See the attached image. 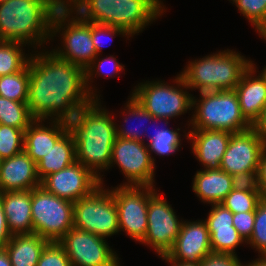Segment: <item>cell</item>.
<instances>
[{
  "instance_id": "cell-1",
  "label": "cell",
  "mask_w": 266,
  "mask_h": 266,
  "mask_svg": "<svg viewBox=\"0 0 266 266\" xmlns=\"http://www.w3.org/2000/svg\"><path fill=\"white\" fill-rule=\"evenodd\" d=\"M36 52L29 60V111L34 119L69 122L95 99L87 90L85 69L53 51Z\"/></svg>"
},
{
  "instance_id": "cell-2",
  "label": "cell",
  "mask_w": 266,
  "mask_h": 266,
  "mask_svg": "<svg viewBox=\"0 0 266 266\" xmlns=\"http://www.w3.org/2000/svg\"><path fill=\"white\" fill-rule=\"evenodd\" d=\"M99 100L81 107L68 124L75 140L76 161L104 185L100 172L109 169L117 132L113 113L102 107Z\"/></svg>"
},
{
  "instance_id": "cell-3",
  "label": "cell",
  "mask_w": 266,
  "mask_h": 266,
  "mask_svg": "<svg viewBox=\"0 0 266 266\" xmlns=\"http://www.w3.org/2000/svg\"><path fill=\"white\" fill-rule=\"evenodd\" d=\"M55 12L45 0H7L0 4V41L37 47L51 40Z\"/></svg>"
},
{
  "instance_id": "cell-4",
  "label": "cell",
  "mask_w": 266,
  "mask_h": 266,
  "mask_svg": "<svg viewBox=\"0 0 266 266\" xmlns=\"http://www.w3.org/2000/svg\"><path fill=\"white\" fill-rule=\"evenodd\" d=\"M164 12L161 0H83L74 13L84 21L121 28L132 37Z\"/></svg>"
},
{
  "instance_id": "cell-5",
  "label": "cell",
  "mask_w": 266,
  "mask_h": 266,
  "mask_svg": "<svg viewBox=\"0 0 266 266\" xmlns=\"http://www.w3.org/2000/svg\"><path fill=\"white\" fill-rule=\"evenodd\" d=\"M189 62L179 74L191 90L199 92L235 90L252 65L250 59L229 49Z\"/></svg>"
},
{
  "instance_id": "cell-6",
  "label": "cell",
  "mask_w": 266,
  "mask_h": 266,
  "mask_svg": "<svg viewBox=\"0 0 266 266\" xmlns=\"http://www.w3.org/2000/svg\"><path fill=\"white\" fill-rule=\"evenodd\" d=\"M199 99L193 96L192 130H224L231 133L245 131L252 125L241 113L235 90L200 92ZM191 124V125H190Z\"/></svg>"
},
{
  "instance_id": "cell-7",
  "label": "cell",
  "mask_w": 266,
  "mask_h": 266,
  "mask_svg": "<svg viewBox=\"0 0 266 266\" xmlns=\"http://www.w3.org/2000/svg\"><path fill=\"white\" fill-rule=\"evenodd\" d=\"M173 82L176 87L162 80L139 83L131 95L154 118L161 119L168 125L171 118L192 110L193 96L187 91L190 88L180 74H177Z\"/></svg>"
},
{
  "instance_id": "cell-8",
  "label": "cell",
  "mask_w": 266,
  "mask_h": 266,
  "mask_svg": "<svg viewBox=\"0 0 266 266\" xmlns=\"http://www.w3.org/2000/svg\"><path fill=\"white\" fill-rule=\"evenodd\" d=\"M57 33L62 36V47H55L52 51L58 57L86 69L97 56L92 41V22L82 20L73 12L55 13L52 19V40Z\"/></svg>"
},
{
  "instance_id": "cell-9",
  "label": "cell",
  "mask_w": 266,
  "mask_h": 266,
  "mask_svg": "<svg viewBox=\"0 0 266 266\" xmlns=\"http://www.w3.org/2000/svg\"><path fill=\"white\" fill-rule=\"evenodd\" d=\"M74 202L59 198L41 185L31 190L33 233L58 242L72 227Z\"/></svg>"
},
{
  "instance_id": "cell-10",
  "label": "cell",
  "mask_w": 266,
  "mask_h": 266,
  "mask_svg": "<svg viewBox=\"0 0 266 266\" xmlns=\"http://www.w3.org/2000/svg\"><path fill=\"white\" fill-rule=\"evenodd\" d=\"M74 227L107 238L118 234L117 206L111 190L98 186L90 195L73 206Z\"/></svg>"
},
{
  "instance_id": "cell-11",
  "label": "cell",
  "mask_w": 266,
  "mask_h": 266,
  "mask_svg": "<svg viewBox=\"0 0 266 266\" xmlns=\"http://www.w3.org/2000/svg\"><path fill=\"white\" fill-rule=\"evenodd\" d=\"M265 149L266 143L253 127L232 133L220 169L240 182H254Z\"/></svg>"
},
{
  "instance_id": "cell-12",
  "label": "cell",
  "mask_w": 266,
  "mask_h": 266,
  "mask_svg": "<svg viewBox=\"0 0 266 266\" xmlns=\"http://www.w3.org/2000/svg\"><path fill=\"white\" fill-rule=\"evenodd\" d=\"M117 206L119 232L141 242L146 235L149 198L157 191L151 186L118 185L110 189Z\"/></svg>"
},
{
  "instance_id": "cell-13",
  "label": "cell",
  "mask_w": 266,
  "mask_h": 266,
  "mask_svg": "<svg viewBox=\"0 0 266 266\" xmlns=\"http://www.w3.org/2000/svg\"><path fill=\"white\" fill-rule=\"evenodd\" d=\"M115 164L127 180L120 185L155 187L154 170L157 166L153 163L145 142L117 137L109 168Z\"/></svg>"
},
{
  "instance_id": "cell-14",
  "label": "cell",
  "mask_w": 266,
  "mask_h": 266,
  "mask_svg": "<svg viewBox=\"0 0 266 266\" xmlns=\"http://www.w3.org/2000/svg\"><path fill=\"white\" fill-rule=\"evenodd\" d=\"M58 243L72 266H121L117 253L105 238L72 227Z\"/></svg>"
},
{
  "instance_id": "cell-15",
  "label": "cell",
  "mask_w": 266,
  "mask_h": 266,
  "mask_svg": "<svg viewBox=\"0 0 266 266\" xmlns=\"http://www.w3.org/2000/svg\"><path fill=\"white\" fill-rule=\"evenodd\" d=\"M156 191L150 198L147 210V230L142 244L154 248L163 256L172 248L182 225L172 206Z\"/></svg>"
},
{
  "instance_id": "cell-16",
  "label": "cell",
  "mask_w": 266,
  "mask_h": 266,
  "mask_svg": "<svg viewBox=\"0 0 266 266\" xmlns=\"http://www.w3.org/2000/svg\"><path fill=\"white\" fill-rule=\"evenodd\" d=\"M100 185L99 178L78 161L41 181L48 192L71 202L90 195Z\"/></svg>"
},
{
  "instance_id": "cell-17",
  "label": "cell",
  "mask_w": 266,
  "mask_h": 266,
  "mask_svg": "<svg viewBox=\"0 0 266 266\" xmlns=\"http://www.w3.org/2000/svg\"><path fill=\"white\" fill-rule=\"evenodd\" d=\"M212 254L210 234L204 220H183L180 232L167 256L179 262L201 263Z\"/></svg>"
},
{
  "instance_id": "cell-18",
  "label": "cell",
  "mask_w": 266,
  "mask_h": 266,
  "mask_svg": "<svg viewBox=\"0 0 266 266\" xmlns=\"http://www.w3.org/2000/svg\"><path fill=\"white\" fill-rule=\"evenodd\" d=\"M40 185L37 164L25 151L0 161V192L32 190Z\"/></svg>"
},
{
  "instance_id": "cell-19",
  "label": "cell",
  "mask_w": 266,
  "mask_h": 266,
  "mask_svg": "<svg viewBox=\"0 0 266 266\" xmlns=\"http://www.w3.org/2000/svg\"><path fill=\"white\" fill-rule=\"evenodd\" d=\"M184 137L191 141L192 153L204 169H220L232 133L224 130H190Z\"/></svg>"
},
{
  "instance_id": "cell-20",
  "label": "cell",
  "mask_w": 266,
  "mask_h": 266,
  "mask_svg": "<svg viewBox=\"0 0 266 266\" xmlns=\"http://www.w3.org/2000/svg\"><path fill=\"white\" fill-rule=\"evenodd\" d=\"M44 122L47 121L35 119L24 132V151L36 164L69 129L68 122L63 120H50L49 126Z\"/></svg>"
},
{
  "instance_id": "cell-21",
  "label": "cell",
  "mask_w": 266,
  "mask_h": 266,
  "mask_svg": "<svg viewBox=\"0 0 266 266\" xmlns=\"http://www.w3.org/2000/svg\"><path fill=\"white\" fill-rule=\"evenodd\" d=\"M256 69L252 62L235 88L241 113L251 125L256 122L266 106V81L260 73L255 76Z\"/></svg>"
},
{
  "instance_id": "cell-22",
  "label": "cell",
  "mask_w": 266,
  "mask_h": 266,
  "mask_svg": "<svg viewBox=\"0 0 266 266\" xmlns=\"http://www.w3.org/2000/svg\"><path fill=\"white\" fill-rule=\"evenodd\" d=\"M239 182L222 169H201L194 175L192 190L203 203L220 204Z\"/></svg>"
},
{
  "instance_id": "cell-23",
  "label": "cell",
  "mask_w": 266,
  "mask_h": 266,
  "mask_svg": "<svg viewBox=\"0 0 266 266\" xmlns=\"http://www.w3.org/2000/svg\"><path fill=\"white\" fill-rule=\"evenodd\" d=\"M0 199L11 234H32L31 190L0 192Z\"/></svg>"
},
{
  "instance_id": "cell-24",
  "label": "cell",
  "mask_w": 266,
  "mask_h": 266,
  "mask_svg": "<svg viewBox=\"0 0 266 266\" xmlns=\"http://www.w3.org/2000/svg\"><path fill=\"white\" fill-rule=\"evenodd\" d=\"M76 162L75 140L68 129L54 144L53 148L37 163V174L42 181L49 174L63 170Z\"/></svg>"
},
{
  "instance_id": "cell-25",
  "label": "cell",
  "mask_w": 266,
  "mask_h": 266,
  "mask_svg": "<svg viewBox=\"0 0 266 266\" xmlns=\"http://www.w3.org/2000/svg\"><path fill=\"white\" fill-rule=\"evenodd\" d=\"M49 243L38 234L12 235L3 247L12 266H37L41 253Z\"/></svg>"
},
{
  "instance_id": "cell-26",
  "label": "cell",
  "mask_w": 266,
  "mask_h": 266,
  "mask_svg": "<svg viewBox=\"0 0 266 266\" xmlns=\"http://www.w3.org/2000/svg\"><path fill=\"white\" fill-rule=\"evenodd\" d=\"M260 200L261 198L254 182H239L220 204L235 214L255 211Z\"/></svg>"
},
{
  "instance_id": "cell-27",
  "label": "cell",
  "mask_w": 266,
  "mask_h": 266,
  "mask_svg": "<svg viewBox=\"0 0 266 266\" xmlns=\"http://www.w3.org/2000/svg\"><path fill=\"white\" fill-rule=\"evenodd\" d=\"M129 97L130 98H128V101L126 102L127 104L124 107L125 108L124 111L121 112V113H123L122 115H124V118H123L124 121L123 122H125V124H127V122L130 120L129 118H133V117L135 118V120L139 119V120H137L139 122L142 121L143 119L146 122L149 121L150 124H151V121L155 123L157 120H158V122L161 120V119L154 118L148 111H146L140 105V103L135 98H133V96L131 94ZM124 112H126V114ZM125 115H127V116L125 117ZM141 126H144L143 123L141 124ZM144 129H145L144 131H146V133H147V130H148L147 127ZM144 131L142 128L141 129L140 128H138V129L133 128L132 129V127L126 128L123 125H121V127H120V125L116 124L117 137H120L123 139H132V140L145 142L144 141L145 139L143 137V136H145V134L143 133Z\"/></svg>"
},
{
  "instance_id": "cell-28",
  "label": "cell",
  "mask_w": 266,
  "mask_h": 266,
  "mask_svg": "<svg viewBox=\"0 0 266 266\" xmlns=\"http://www.w3.org/2000/svg\"><path fill=\"white\" fill-rule=\"evenodd\" d=\"M23 46L26 44L0 41V76L20 72L28 65L31 53L25 54Z\"/></svg>"
},
{
  "instance_id": "cell-29",
  "label": "cell",
  "mask_w": 266,
  "mask_h": 266,
  "mask_svg": "<svg viewBox=\"0 0 266 266\" xmlns=\"http://www.w3.org/2000/svg\"><path fill=\"white\" fill-rule=\"evenodd\" d=\"M156 129L154 134H147L149 142L146 143L154 164L156 159L152 157V152L162 157L165 155H173V153L179 151L180 145L182 144L181 134L179 132L181 129L179 127L176 129H158L157 126Z\"/></svg>"
},
{
  "instance_id": "cell-30",
  "label": "cell",
  "mask_w": 266,
  "mask_h": 266,
  "mask_svg": "<svg viewBox=\"0 0 266 266\" xmlns=\"http://www.w3.org/2000/svg\"><path fill=\"white\" fill-rule=\"evenodd\" d=\"M34 120L27 102L12 101L0 96V124L25 131Z\"/></svg>"
},
{
  "instance_id": "cell-31",
  "label": "cell",
  "mask_w": 266,
  "mask_h": 266,
  "mask_svg": "<svg viewBox=\"0 0 266 266\" xmlns=\"http://www.w3.org/2000/svg\"><path fill=\"white\" fill-rule=\"evenodd\" d=\"M29 63L20 72L0 76V96L12 101L27 102Z\"/></svg>"
},
{
  "instance_id": "cell-32",
  "label": "cell",
  "mask_w": 266,
  "mask_h": 266,
  "mask_svg": "<svg viewBox=\"0 0 266 266\" xmlns=\"http://www.w3.org/2000/svg\"><path fill=\"white\" fill-rule=\"evenodd\" d=\"M98 56L99 55H97L93 59V61L91 62V64L85 69L86 87H87V90L89 91V93L95 99H100V96L98 94H96L97 93L96 92L97 90L95 89V87L92 86V85H90V83L93 82L92 81L94 79L93 77H95V76L97 77V75H98V77L101 76V75H104L106 78L107 77H112V76L114 78V76L116 74L119 75V73L124 70V65L123 64H120L117 61L116 57H114L113 55L112 56L110 55L108 57L106 56V58H102V59H100V57L98 59ZM109 64H110V66H109ZM94 89H95V91H94Z\"/></svg>"
},
{
  "instance_id": "cell-33",
  "label": "cell",
  "mask_w": 266,
  "mask_h": 266,
  "mask_svg": "<svg viewBox=\"0 0 266 266\" xmlns=\"http://www.w3.org/2000/svg\"><path fill=\"white\" fill-rule=\"evenodd\" d=\"M240 14L255 27L259 37H266V0H231ZM261 35V36H260Z\"/></svg>"
},
{
  "instance_id": "cell-34",
  "label": "cell",
  "mask_w": 266,
  "mask_h": 266,
  "mask_svg": "<svg viewBox=\"0 0 266 266\" xmlns=\"http://www.w3.org/2000/svg\"><path fill=\"white\" fill-rule=\"evenodd\" d=\"M24 130L0 124V160L24 151Z\"/></svg>"
},
{
  "instance_id": "cell-35",
  "label": "cell",
  "mask_w": 266,
  "mask_h": 266,
  "mask_svg": "<svg viewBox=\"0 0 266 266\" xmlns=\"http://www.w3.org/2000/svg\"><path fill=\"white\" fill-rule=\"evenodd\" d=\"M213 254L237 255L235 249L240 244H246L244 239L238 234L235 227L224 230H208Z\"/></svg>"
},
{
  "instance_id": "cell-36",
  "label": "cell",
  "mask_w": 266,
  "mask_h": 266,
  "mask_svg": "<svg viewBox=\"0 0 266 266\" xmlns=\"http://www.w3.org/2000/svg\"><path fill=\"white\" fill-rule=\"evenodd\" d=\"M246 244L255 248L259 257H266V200L261 199L257 204L253 231Z\"/></svg>"
},
{
  "instance_id": "cell-37",
  "label": "cell",
  "mask_w": 266,
  "mask_h": 266,
  "mask_svg": "<svg viewBox=\"0 0 266 266\" xmlns=\"http://www.w3.org/2000/svg\"><path fill=\"white\" fill-rule=\"evenodd\" d=\"M37 266H72L66 251L58 242H49L43 249Z\"/></svg>"
},
{
  "instance_id": "cell-38",
  "label": "cell",
  "mask_w": 266,
  "mask_h": 266,
  "mask_svg": "<svg viewBox=\"0 0 266 266\" xmlns=\"http://www.w3.org/2000/svg\"><path fill=\"white\" fill-rule=\"evenodd\" d=\"M208 217L204 220L208 230L231 229L233 226V213L222 204H212Z\"/></svg>"
},
{
  "instance_id": "cell-39",
  "label": "cell",
  "mask_w": 266,
  "mask_h": 266,
  "mask_svg": "<svg viewBox=\"0 0 266 266\" xmlns=\"http://www.w3.org/2000/svg\"><path fill=\"white\" fill-rule=\"evenodd\" d=\"M109 36V38L115 37V35H122L124 37H131L125 30L113 27L105 24H97L92 22V41L96 50L97 55L100 56V52L104 44H102L101 39L105 36ZM102 36V38H101ZM105 46V45H104Z\"/></svg>"
},
{
  "instance_id": "cell-40",
  "label": "cell",
  "mask_w": 266,
  "mask_h": 266,
  "mask_svg": "<svg viewBox=\"0 0 266 266\" xmlns=\"http://www.w3.org/2000/svg\"><path fill=\"white\" fill-rule=\"evenodd\" d=\"M255 221V211L233 214V226L238 234L247 242L252 234Z\"/></svg>"
},
{
  "instance_id": "cell-41",
  "label": "cell",
  "mask_w": 266,
  "mask_h": 266,
  "mask_svg": "<svg viewBox=\"0 0 266 266\" xmlns=\"http://www.w3.org/2000/svg\"><path fill=\"white\" fill-rule=\"evenodd\" d=\"M201 266H244L238 255L232 254H211L201 263Z\"/></svg>"
},
{
  "instance_id": "cell-42",
  "label": "cell",
  "mask_w": 266,
  "mask_h": 266,
  "mask_svg": "<svg viewBox=\"0 0 266 266\" xmlns=\"http://www.w3.org/2000/svg\"><path fill=\"white\" fill-rule=\"evenodd\" d=\"M45 1L55 13H71V12L74 13L83 2V0H45Z\"/></svg>"
},
{
  "instance_id": "cell-43",
  "label": "cell",
  "mask_w": 266,
  "mask_h": 266,
  "mask_svg": "<svg viewBox=\"0 0 266 266\" xmlns=\"http://www.w3.org/2000/svg\"><path fill=\"white\" fill-rule=\"evenodd\" d=\"M260 198L266 200V149L262 152L257 176L254 181Z\"/></svg>"
},
{
  "instance_id": "cell-44",
  "label": "cell",
  "mask_w": 266,
  "mask_h": 266,
  "mask_svg": "<svg viewBox=\"0 0 266 266\" xmlns=\"http://www.w3.org/2000/svg\"><path fill=\"white\" fill-rule=\"evenodd\" d=\"M12 237L7 226L6 215L3 211L2 201L0 199V248H3Z\"/></svg>"
},
{
  "instance_id": "cell-45",
  "label": "cell",
  "mask_w": 266,
  "mask_h": 266,
  "mask_svg": "<svg viewBox=\"0 0 266 266\" xmlns=\"http://www.w3.org/2000/svg\"><path fill=\"white\" fill-rule=\"evenodd\" d=\"M252 127L262 137L266 143V106L262 109V112Z\"/></svg>"
},
{
  "instance_id": "cell-46",
  "label": "cell",
  "mask_w": 266,
  "mask_h": 266,
  "mask_svg": "<svg viewBox=\"0 0 266 266\" xmlns=\"http://www.w3.org/2000/svg\"><path fill=\"white\" fill-rule=\"evenodd\" d=\"M160 258H162V260H165V262L169 263L171 266H201L200 263L198 262H179V261H174L172 259H170L166 254L163 256H160Z\"/></svg>"
},
{
  "instance_id": "cell-47",
  "label": "cell",
  "mask_w": 266,
  "mask_h": 266,
  "mask_svg": "<svg viewBox=\"0 0 266 266\" xmlns=\"http://www.w3.org/2000/svg\"><path fill=\"white\" fill-rule=\"evenodd\" d=\"M0 266H12L9 255L4 248H0Z\"/></svg>"
},
{
  "instance_id": "cell-48",
  "label": "cell",
  "mask_w": 266,
  "mask_h": 266,
  "mask_svg": "<svg viewBox=\"0 0 266 266\" xmlns=\"http://www.w3.org/2000/svg\"><path fill=\"white\" fill-rule=\"evenodd\" d=\"M244 266H266V257H258L252 262L244 264Z\"/></svg>"
},
{
  "instance_id": "cell-49",
  "label": "cell",
  "mask_w": 266,
  "mask_h": 266,
  "mask_svg": "<svg viewBox=\"0 0 266 266\" xmlns=\"http://www.w3.org/2000/svg\"><path fill=\"white\" fill-rule=\"evenodd\" d=\"M260 75L265 79L266 81V66L261 70Z\"/></svg>"
},
{
  "instance_id": "cell-50",
  "label": "cell",
  "mask_w": 266,
  "mask_h": 266,
  "mask_svg": "<svg viewBox=\"0 0 266 266\" xmlns=\"http://www.w3.org/2000/svg\"><path fill=\"white\" fill-rule=\"evenodd\" d=\"M7 0H0V4L6 2Z\"/></svg>"
}]
</instances>
